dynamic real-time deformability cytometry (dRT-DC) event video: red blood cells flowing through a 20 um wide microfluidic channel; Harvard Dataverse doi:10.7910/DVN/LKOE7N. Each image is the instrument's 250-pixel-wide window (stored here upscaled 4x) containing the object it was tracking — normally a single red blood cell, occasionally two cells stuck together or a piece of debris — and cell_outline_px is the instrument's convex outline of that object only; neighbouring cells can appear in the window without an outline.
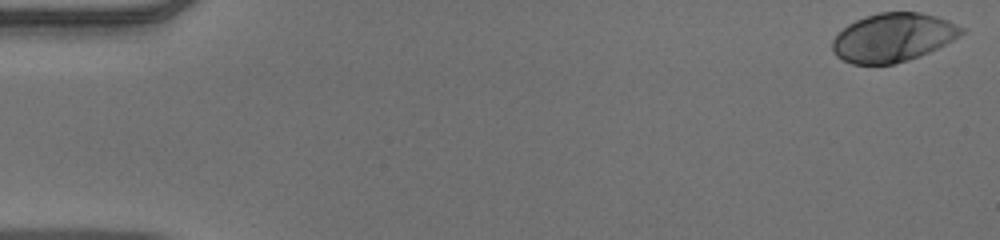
{"species": "human", "species_latin": "Homo sapiens", "temperature_condition": "warm", "stored_images_in_passage": 52, "camera_frame_rate_fps": 3000, "um_per_image_px": 0.085, "donor": {"sex": "male"}, "frame": {"image": 1, "passage_image": 1, "time_ms": 0.0, "image_size_px": [1000, 240], "cell_outline_px": [[964, 32], [960, 36], [920, 56], [908, 60], [892, 64], [852, 64], [836, 56], [832, 52], [832, 40], [848, 24], [856, 20], [880, 12], [920, 12], [936, 16], [948, 20], [964, 28]], "centroid_in_image_um": [75.9, 3.19], "position_along_channel_um": 9.1, "area_um2": 36.3}}
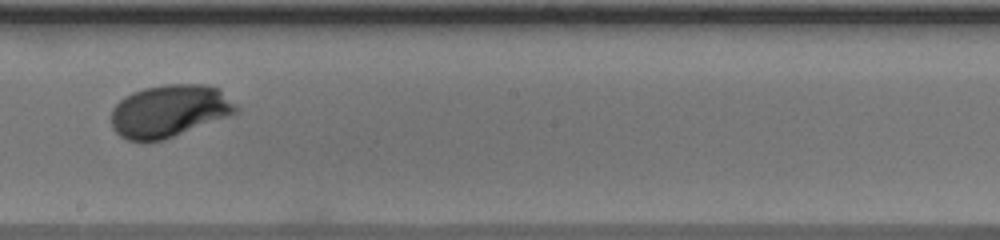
{"frame": {"image": 2, "passage_image": 30, "time_ms": 9.667, "image_size_px": [1000, 240], "cell_outline_px": [[240, 112], [164, 140], [128, 140], [120, 136], [112, 128], [112, 108], [124, 96], [132, 92], [144, 88], [164, 84], [208, 84], [220, 88], [240, 108]], "centroid_in_image_um": [14.43, 9.41], "position_along_channel_um": 233.8, "area_um2": 38.38}}
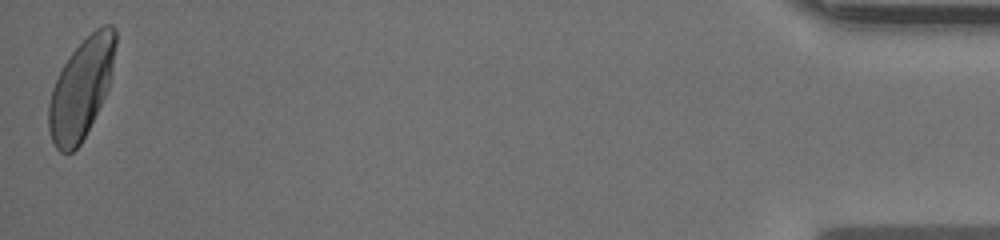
{"frame": {"image": 3, "passage_image": 52, "time_ms": 17.0, "image_size_px": [1000, 240], "cell_outline_px": [[116, 44], [112, 68], [108, 88], [80, 144], [72, 152], [60, 152], [56, 148], [52, 140], [48, 128], [48, 104], [52, 88], [64, 64], [72, 52], [96, 28], [104, 24], [112, 24], [116, 28]], "centroid_in_image_um": [6.9, 7.51], "position_along_channel_um": 428.3, "area_um2": 38.15}, "authors_computed_cell_mechanics": {"area_um2": 36.7897, "velocity_mm_per_s": 3.9051, "shape_relaxation_time_tau1_ms": 3.0343, "shape_relaxation_time_tau2_ms": null, "deformation_change_tau1": 0.1763, "deformation_change_tau2": null}}